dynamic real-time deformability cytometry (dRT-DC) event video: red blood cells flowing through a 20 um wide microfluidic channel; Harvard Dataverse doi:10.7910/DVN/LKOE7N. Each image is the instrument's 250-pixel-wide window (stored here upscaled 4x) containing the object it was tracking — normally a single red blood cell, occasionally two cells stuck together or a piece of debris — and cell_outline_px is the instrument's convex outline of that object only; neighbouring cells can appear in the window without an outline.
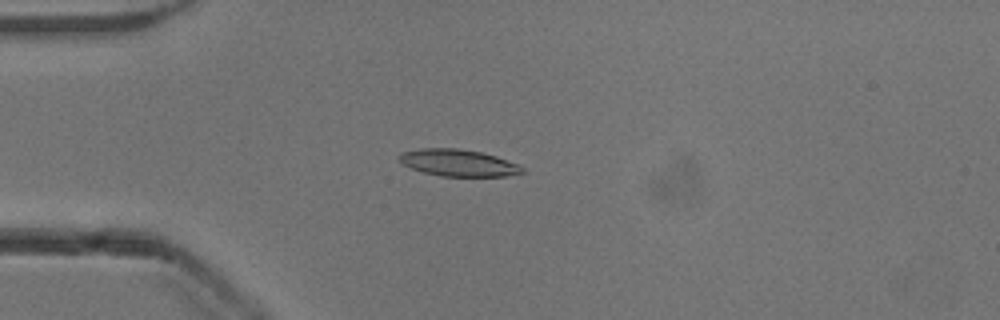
{"species": "common noctule bat (a hibernating species)", "species_latin": "Nyctalus noctula", "temperature_condition": "cold", "stored_images_in_passage": 44, "camera_frame_rate_fps": 3000, "um_per_image_px": 0.085, "animal": {"sex": "male", "body_mass_g": 13.3}, "frame": {"image": 1, "passage_image": 13, "time_ms": 4.0, "image_size_px": [1000, 320], "cell_outline_px": [[524, 172], [504, 176], [440, 176], [424, 172], [412, 168], [404, 164], [400, 160], [400, 152], [420, 148], [456, 148], [480, 152], [496, 156], [516, 164], [524, 168]], "centroid_in_image_um": [38.94, 13.83], "position_along_channel_um": 46.1, "area_um2": 18.96}}
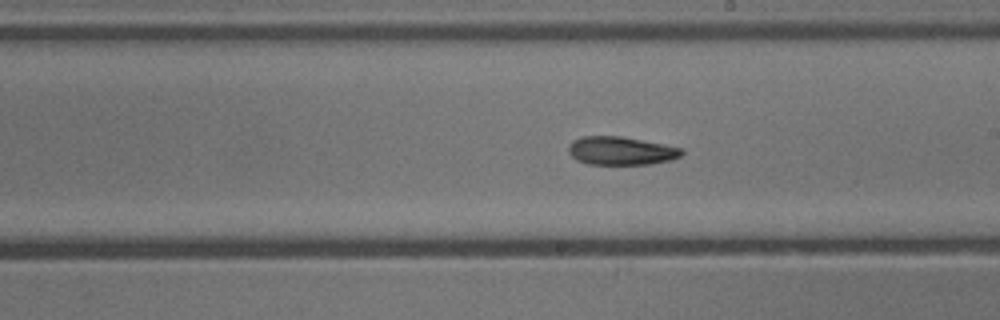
{"frame": {"image": 2, "passage_image": 29, "time_ms": 9.333, "image_size_px": [1000, 320], "cell_outline_px": [[684, 152], [680, 156], [672, 160], [652, 164], [588, 164], [576, 160], [568, 152], [568, 144], [572, 140], [584, 136], [620, 136], [664, 144], [684, 148]], "centroid_in_image_um": [52.79, 12.82], "position_along_channel_um": 236.2, "area_um2": 18.84}}
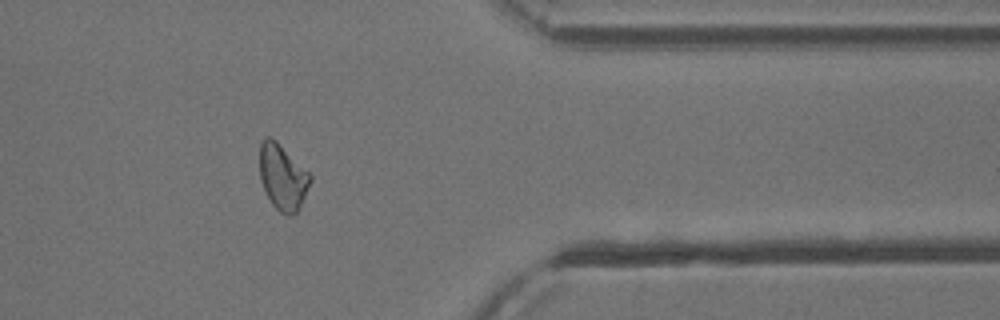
{"frame": {"image": 3, "passage_image": 42, "time_ms": 13.667, "image_size_px": [1000, 320], "cell_outline_px": [[312, 180], [296, 212], [288, 216], [280, 212], [272, 204], [260, 180], [260, 144], [268, 136], [276, 140], [312, 176]], "centroid_in_image_um": [24.02, 15.05], "position_along_channel_um": 387.4, "area_um2": 18.9}, "authors_computed_cell_mechanics": {"area_um2": 18.9584, "velocity_mm_per_s": 3.8945, "shape_relaxation_time_tau1_ms": null, "shape_relaxation_time_tau2_ms": 7.7114, "deformation_change_tau1": null, "deformation_change_tau2": 0.1717}}